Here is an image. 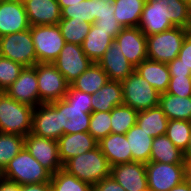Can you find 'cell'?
Returning a JSON list of instances; mask_svg holds the SVG:
<instances>
[{
	"label": "cell",
	"instance_id": "1",
	"mask_svg": "<svg viewBox=\"0 0 191 191\" xmlns=\"http://www.w3.org/2000/svg\"><path fill=\"white\" fill-rule=\"evenodd\" d=\"M63 170L76 178L94 186L110 176L111 166L99 146L91 151L75 156L63 164Z\"/></svg>",
	"mask_w": 191,
	"mask_h": 191
},
{
	"label": "cell",
	"instance_id": "2",
	"mask_svg": "<svg viewBox=\"0 0 191 191\" xmlns=\"http://www.w3.org/2000/svg\"><path fill=\"white\" fill-rule=\"evenodd\" d=\"M52 174L24 147L1 172V177L18 185L51 181Z\"/></svg>",
	"mask_w": 191,
	"mask_h": 191
},
{
	"label": "cell",
	"instance_id": "3",
	"mask_svg": "<svg viewBox=\"0 0 191 191\" xmlns=\"http://www.w3.org/2000/svg\"><path fill=\"white\" fill-rule=\"evenodd\" d=\"M33 111L34 107L4 93L0 97V132L27 136L32 132Z\"/></svg>",
	"mask_w": 191,
	"mask_h": 191
},
{
	"label": "cell",
	"instance_id": "4",
	"mask_svg": "<svg viewBox=\"0 0 191 191\" xmlns=\"http://www.w3.org/2000/svg\"><path fill=\"white\" fill-rule=\"evenodd\" d=\"M189 30L173 27L167 31L146 36L147 58L168 64L177 58Z\"/></svg>",
	"mask_w": 191,
	"mask_h": 191
},
{
	"label": "cell",
	"instance_id": "5",
	"mask_svg": "<svg viewBox=\"0 0 191 191\" xmlns=\"http://www.w3.org/2000/svg\"><path fill=\"white\" fill-rule=\"evenodd\" d=\"M121 85L123 104L137 112L159 106L160 93L136 71L121 81Z\"/></svg>",
	"mask_w": 191,
	"mask_h": 191
},
{
	"label": "cell",
	"instance_id": "6",
	"mask_svg": "<svg viewBox=\"0 0 191 191\" xmlns=\"http://www.w3.org/2000/svg\"><path fill=\"white\" fill-rule=\"evenodd\" d=\"M0 56L24 67L35 66L37 57L30 29L0 37Z\"/></svg>",
	"mask_w": 191,
	"mask_h": 191
},
{
	"label": "cell",
	"instance_id": "7",
	"mask_svg": "<svg viewBox=\"0 0 191 191\" xmlns=\"http://www.w3.org/2000/svg\"><path fill=\"white\" fill-rule=\"evenodd\" d=\"M37 63H53L65 45V40L56 25L30 26Z\"/></svg>",
	"mask_w": 191,
	"mask_h": 191
},
{
	"label": "cell",
	"instance_id": "8",
	"mask_svg": "<svg viewBox=\"0 0 191 191\" xmlns=\"http://www.w3.org/2000/svg\"><path fill=\"white\" fill-rule=\"evenodd\" d=\"M39 104L63 99L70 84L52 63H37Z\"/></svg>",
	"mask_w": 191,
	"mask_h": 191
},
{
	"label": "cell",
	"instance_id": "9",
	"mask_svg": "<svg viewBox=\"0 0 191 191\" xmlns=\"http://www.w3.org/2000/svg\"><path fill=\"white\" fill-rule=\"evenodd\" d=\"M149 191H169L185 180L184 164L145 163Z\"/></svg>",
	"mask_w": 191,
	"mask_h": 191
},
{
	"label": "cell",
	"instance_id": "10",
	"mask_svg": "<svg viewBox=\"0 0 191 191\" xmlns=\"http://www.w3.org/2000/svg\"><path fill=\"white\" fill-rule=\"evenodd\" d=\"M64 76L66 81L71 84L93 62L83 52L82 45L65 43L59 56L52 63Z\"/></svg>",
	"mask_w": 191,
	"mask_h": 191
},
{
	"label": "cell",
	"instance_id": "11",
	"mask_svg": "<svg viewBox=\"0 0 191 191\" xmlns=\"http://www.w3.org/2000/svg\"><path fill=\"white\" fill-rule=\"evenodd\" d=\"M25 148L51 174L63 169L59 157L58 141L29 133L25 136Z\"/></svg>",
	"mask_w": 191,
	"mask_h": 191
},
{
	"label": "cell",
	"instance_id": "12",
	"mask_svg": "<svg viewBox=\"0 0 191 191\" xmlns=\"http://www.w3.org/2000/svg\"><path fill=\"white\" fill-rule=\"evenodd\" d=\"M51 104L59 111L60 127L64 134L88 132L92 107L73 106L64 98Z\"/></svg>",
	"mask_w": 191,
	"mask_h": 191
},
{
	"label": "cell",
	"instance_id": "13",
	"mask_svg": "<svg viewBox=\"0 0 191 191\" xmlns=\"http://www.w3.org/2000/svg\"><path fill=\"white\" fill-rule=\"evenodd\" d=\"M5 93L19 103L37 107L39 105L37 64L33 67H24L19 77L5 90Z\"/></svg>",
	"mask_w": 191,
	"mask_h": 191
},
{
	"label": "cell",
	"instance_id": "14",
	"mask_svg": "<svg viewBox=\"0 0 191 191\" xmlns=\"http://www.w3.org/2000/svg\"><path fill=\"white\" fill-rule=\"evenodd\" d=\"M31 133L55 141L64 134L60 127L59 111L51 103H41L34 107Z\"/></svg>",
	"mask_w": 191,
	"mask_h": 191
},
{
	"label": "cell",
	"instance_id": "15",
	"mask_svg": "<svg viewBox=\"0 0 191 191\" xmlns=\"http://www.w3.org/2000/svg\"><path fill=\"white\" fill-rule=\"evenodd\" d=\"M114 41L120 45L122 53L135 68L147 59L146 35L139 27L123 28Z\"/></svg>",
	"mask_w": 191,
	"mask_h": 191
},
{
	"label": "cell",
	"instance_id": "16",
	"mask_svg": "<svg viewBox=\"0 0 191 191\" xmlns=\"http://www.w3.org/2000/svg\"><path fill=\"white\" fill-rule=\"evenodd\" d=\"M110 175L126 191H149L145 163L133 161L114 165Z\"/></svg>",
	"mask_w": 191,
	"mask_h": 191
},
{
	"label": "cell",
	"instance_id": "17",
	"mask_svg": "<svg viewBox=\"0 0 191 191\" xmlns=\"http://www.w3.org/2000/svg\"><path fill=\"white\" fill-rule=\"evenodd\" d=\"M30 29L24 4L0 0V37Z\"/></svg>",
	"mask_w": 191,
	"mask_h": 191
},
{
	"label": "cell",
	"instance_id": "18",
	"mask_svg": "<svg viewBox=\"0 0 191 191\" xmlns=\"http://www.w3.org/2000/svg\"><path fill=\"white\" fill-rule=\"evenodd\" d=\"M97 63L106 72L109 80L123 81L135 71V67L126 59L120 45L115 41Z\"/></svg>",
	"mask_w": 191,
	"mask_h": 191
},
{
	"label": "cell",
	"instance_id": "19",
	"mask_svg": "<svg viewBox=\"0 0 191 191\" xmlns=\"http://www.w3.org/2000/svg\"><path fill=\"white\" fill-rule=\"evenodd\" d=\"M24 7L30 26L56 25L61 20L57 0H29Z\"/></svg>",
	"mask_w": 191,
	"mask_h": 191
},
{
	"label": "cell",
	"instance_id": "20",
	"mask_svg": "<svg viewBox=\"0 0 191 191\" xmlns=\"http://www.w3.org/2000/svg\"><path fill=\"white\" fill-rule=\"evenodd\" d=\"M59 157L64 164L72 157L91 151L98 146L89 132H78L72 134H63L58 139Z\"/></svg>",
	"mask_w": 191,
	"mask_h": 191
},
{
	"label": "cell",
	"instance_id": "21",
	"mask_svg": "<svg viewBox=\"0 0 191 191\" xmlns=\"http://www.w3.org/2000/svg\"><path fill=\"white\" fill-rule=\"evenodd\" d=\"M119 32L104 31L93 23L82 44L83 52L93 63H97L114 42Z\"/></svg>",
	"mask_w": 191,
	"mask_h": 191
},
{
	"label": "cell",
	"instance_id": "22",
	"mask_svg": "<svg viewBox=\"0 0 191 191\" xmlns=\"http://www.w3.org/2000/svg\"><path fill=\"white\" fill-rule=\"evenodd\" d=\"M110 166L132 162V152L125 134L110 133L98 142Z\"/></svg>",
	"mask_w": 191,
	"mask_h": 191
},
{
	"label": "cell",
	"instance_id": "23",
	"mask_svg": "<svg viewBox=\"0 0 191 191\" xmlns=\"http://www.w3.org/2000/svg\"><path fill=\"white\" fill-rule=\"evenodd\" d=\"M150 5L158 7L165 18L175 27L191 30V6L183 0H146Z\"/></svg>",
	"mask_w": 191,
	"mask_h": 191
},
{
	"label": "cell",
	"instance_id": "24",
	"mask_svg": "<svg viewBox=\"0 0 191 191\" xmlns=\"http://www.w3.org/2000/svg\"><path fill=\"white\" fill-rule=\"evenodd\" d=\"M123 104L121 81L108 80L103 87L91 95L92 112H110Z\"/></svg>",
	"mask_w": 191,
	"mask_h": 191
},
{
	"label": "cell",
	"instance_id": "25",
	"mask_svg": "<svg viewBox=\"0 0 191 191\" xmlns=\"http://www.w3.org/2000/svg\"><path fill=\"white\" fill-rule=\"evenodd\" d=\"M135 71L160 94L167 92L171 78L167 64L147 58L135 68Z\"/></svg>",
	"mask_w": 191,
	"mask_h": 191
},
{
	"label": "cell",
	"instance_id": "26",
	"mask_svg": "<svg viewBox=\"0 0 191 191\" xmlns=\"http://www.w3.org/2000/svg\"><path fill=\"white\" fill-rule=\"evenodd\" d=\"M159 107L168 120L191 121V96L181 97L167 92L160 94Z\"/></svg>",
	"mask_w": 191,
	"mask_h": 191
},
{
	"label": "cell",
	"instance_id": "27",
	"mask_svg": "<svg viewBox=\"0 0 191 191\" xmlns=\"http://www.w3.org/2000/svg\"><path fill=\"white\" fill-rule=\"evenodd\" d=\"M125 135L129 143V150L132 152V162L148 163L154 138L142 130L137 123Z\"/></svg>",
	"mask_w": 191,
	"mask_h": 191
},
{
	"label": "cell",
	"instance_id": "28",
	"mask_svg": "<svg viewBox=\"0 0 191 191\" xmlns=\"http://www.w3.org/2000/svg\"><path fill=\"white\" fill-rule=\"evenodd\" d=\"M149 161L184 164L183 152L165 134L160 135L153 139Z\"/></svg>",
	"mask_w": 191,
	"mask_h": 191
},
{
	"label": "cell",
	"instance_id": "29",
	"mask_svg": "<svg viewBox=\"0 0 191 191\" xmlns=\"http://www.w3.org/2000/svg\"><path fill=\"white\" fill-rule=\"evenodd\" d=\"M138 27L146 36H150L172 29L175 26L168 18L164 17L158 7L152 6L145 1Z\"/></svg>",
	"mask_w": 191,
	"mask_h": 191
},
{
	"label": "cell",
	"instance_id": "30",
	"mask_svg": "<svg viewBox=\"0 0 191 191\" xmlns=\"http://www.w3.org/2000/svg\"><path fill=\"white\" fill-rule=\"evenodd\" d=\"M168 118L163 110L159 107H153L137 114V124L148 133L149 136L155 138L166 134Z\"/></svg>",
	"mask_w": 191,
	"mask_h": 191
},
{
	"label": "cell",
	"instance_id": "31",
	"mask_svg": "<svg viewBox=\"0 0 191 191\" xmlns=\"http://www.w3.org/2000/svg\"><path fill=\"white\" fill-rule=\"evenodd\" d=\"M109 78L106 72L98 65L93 63L86 71H84L70 85L79 91L94 94L108 82Z\"/></svg>",
	"mask_w": 191,
	"mask_h": 191
},
{
	"label": "cell",
	"instance_id": "32",
	"mask_svg": "<svg viewBox=\"0 0 191 191\" xmlns=\"http://www.w3.org/2000/svg\"><path fill=\"white\" fill-rule=\"evenodd\" d=\"M146 0H116L114 16L126 27H138Z\"/></svg>",
	"mask_w": 191,
	"mask_h": 191
},
{
	"label": "cell",
	"instance_id": "33",
	"mask_svg": "<svg viewBox=\"0 0 191 191\" xmlns=\"http://www.w3.org/2000/svg\"><path fill=\"white\" fill-rule=\"evenodd\" d=\"M92 23L86 21H77L72 19L61 18L58 23L60 32L67 43L82 45L86 38Z\"/></svg>",
	"mask_w": 191,
	"mask_h": 191
},
{
	"label": "cell",
	"instance_id": "34",
	"mask_svg": "<svg viewBox=\"0 0 191 191\" xmlns=\"http://www.w3.org/2000/svg\"><path fill=\"white\" fill-rule=\"evenodd\" d=\"M138 112L128 105L121 104L111 110V133L126 134L137 122Z\"/></svg>",
	"mask_w": 191,
	"mask_h": 191
},
{
	"label": "cell",
	"instance_id": "35",
	"mask_svg": "<svg viewBox=\"0 0 191 191\" xmlns=\"http://www.w3.org/2000/svg\"><path fill=\"white\" fill-rule=\"evenodd\" d=\"M24 147L25 137L0 132V173Z\"/></svg>",
	"mask_w": 191,
	"mask_h": 191
},
{
	"label": "cell",
	"instance_id": "36",
	"mask_svg": "<svg viewBox=\"0 0 191 191\" xmlns=\"http://www.w3.org/2000/svg\"><path fill=\"white\" fill-rule=\"evenodd\" d=\"M51 191H93V186L60 169L51 176Z\"/></svg>",
	"mask_w": 191,
	"mask_h": 191
},
{
	"label": "cell",
	"instance_id": "37",
	"mask_svg": "<svg viewBox=\"0 0 191 191\" xmlns=\"http://www.w3.org/2000/svg\"><path fill=\"white\" fill-rule=\"evenodd\" d=\"M191 134V121L169 120L167 124L166 136L182 152L187 148Z\"/></svg>",
	"mask_w": 191,
	"mask_h": 191
},
{
	"label": "cell",
	"instance_id": "38",
	"mask_svg": "<svg viewBox=\"0 0 191 191\" xmlns=\"http://www.w3.org/2000/svg\"><path fill=\"white\" fill-rule=\"evenodd\" d=\"M88 132L98 142L111 133V111L92 112Z\"/></svg>",
	"mask_w": 191,
	"mask_h": 191
},
{
	"label": "cell",
	"instance_id": "39",
	"mask_svg": "<svg viewBox=\"0 0 191 191\" xmlns=\"http://www.w3.org/2000/svg\"><path fill=\"white\" fill-rule=\"evenodd\" d=\"M24 66L0 56V90L5 91L19 77Z\"/></svg>",
	"mask_w": 191,
	"mask_h": 191
},
{
	"label": "cell",
	"instance_id": "40",
	"mask_svg": "<svg viewBox=\"0 0 191 191\" xmlns=\"http://www.w3.org/2000/svg\"><path fill=\"white\" fill-rule=\"evenodd\" d=\"M61 18L72 19L77 21H86L87 23H94L91 17L90 0H84L75 5L64 7L61 10Z\"/></svg>",
	"mask_w": 191,
	"mask_h": 191
},
{
	"label": "cell",
	"instance_id": "41",
	"mask_svg": "<svg viewBox=\"0 0 191 191\" xmlns=\"http://www.w3.org/2000/svg\"><path fill=\"white\" fill-rule=\"evenodd\" d=\"M116 0H90L91 17L94 21L98 18L115 17Z\"/></svg>",
	"mask_w": 191,
	"mask_h": 191
},
{
	"label": "cell",
	"instance_id": "42",
	"mask_svg": "<svg viewBox=\"0 0 191 191\" xmlns=\"http://www.w3.org/2000/svg\"><path fill=\"white\" fill-rule=\"evenodd\" d=\"M167 93L181 97L191 96V76H171Z\"/></svg>",
	"mask_w": 191,
	"mask_h": 191
},
{
	"label": "cell",
	"instance_id": "43",
	"mask_svg": "<svg viewBox=\"0 0 191 191\" xmlns=\"http://www.w3.org/2000/svg\"><path fill=\"white\" fill-rule=\"evenodd\" d=\"M64 99L73 106L92 107L91 94L74 89L71 85L69 86Z\"/></svg>",
	"mask_w": 191,
	"mask_h": 191
},
{
	"label": "cell",
	"instance_id": "44",
	"mask_svg": "<svg viewBox=\"0 0 191 191\" xmlns=\"http://www.w3.org/2000/svg\"><path fill=\"white\" fill-rule=\"evenodd\" d=\"M187 69H191V30L188 31L177 56Z\"/></svg>",
	"mask_w": 191,
	"mask_h": 191
},
{
	"label": "cell",
	"instance_id": "45",
	"mask_svg": "<svg viewBox=\"0 0 191 191\" xmlns=\"http://www.w3.org/2000/svg\"><path fill=\"white\" fill-rule=\"evenodd\" d=\"M93 191H126L112 176L105 177L93 186Z\"/></svg>",
	"mask_w": 191,
	"mask_h": 191
},
{
	"label": "cell",
	"instance_id": "46",
	"mask_svg": "<svg viewBox=\"0 0 191 191\" xmlns=\"http://www.w3.org/2000/svg\"><path fill=\"white\" fill-rule=\"evenodd\" d=\"M94 24L104 31H121L123 29L115 17L98 18Z\"/></svg>",
	"mask_w": 191,
	"mask_h": 191
},
{
	"label": "cell",
	"instance_id": "47",
	"mask_svg": "<svg viewBox=\"0 0 191 191\" xmlns=\"http://www.w3.org/2000/svg\"><path fill=\"white\" fill-rule=\"evenodd\" d=\"M170 76H191V69H187L177 57L167 64Z\"/></svg>",
	"mask_w": 191,
	"mask_h": 191
},
{
	"label": "cell",
	"instance_id": "48",
	"mask_svg": "<svg viewBox=\"0 0 191 191\" xmlns=\"http://www.w3.org/2000/svg\"><path fill=\"white\" fill-rule=\"evenodd\" d=\"M20 191H51L50 182L20 185Z\"/></svg>",
	"mask_w": 191,
	"mask_h": 191
},
{
	"label": "cell",
	"instance_id": "49",
	"mask_svg": "<svg viewBox=\"0 0 191 191\" xmlns=\"http://www.w3.org/2000/svg\"><path fill=\"white\" fill-rule=\"evenodd\" d=\"M0 191H20V185L15 182L0 178Z\"/></svg>",
	"mask_w": 191,
	"mask_h": 191
},
{
	"label": "cell",
	"instance_id": "50",
	"mask_svg": "<svg viewBox=\"0 0 191 191\" xmlns=\"http://www.w3.org/2000/svg\"><path fill=\"white\" fill-rule=\"evenodd\" d=\"M169 191H191V184L188 181L183 180L181 183L174 186Z\"/></svg>",
	"mask_w": 191,
	"mask_h": 191
},
{
	"label": "cell",
	"instance_id": "51",
	"mask_svg": "<svg viewBox=\"0 0 191 191\" xmlns=\"http://www.w3.org/2000/svg\"><path fill=\"white\" fill-rule=\"evenodd\" d=\"M57 1L60 6V10H62L64 7L78 4L79 2H82L84 0H57Z\"/></svg>",
	"mask_w": 191,
	"mask_h": 191
},
{
	"label": "cell",
	"instance_id": "52",
	"mask_svg": "<svg viewBox=\"0 0 191 191\" xmlns=\"http://www.w3.org/2000/svg\"><path fill=\"white\" fill-rule=\"evenodd\" d=\"M184 162H191V134L186 150L183 152Z\"/></svg>",
	"mask_w": 191,
	"mask_h": 191
},
{
	"label": "cell",
	"instance_id": "53",
	"mask_svg": "<svg viewBox=\"0 0 191 191\" xmlns=\"http://www.w3.org/2000/svg\"><path fill=\"white\" fill-rule=\"evenodd\" d=\"M185 180L191 184V162H184Z\"/></svg>",
	"mask_w": 191,
	"mask_h": 191
},
{
	"label": "cell",
	"instance_id": "54",
	"mask_svg": "<svg viewBox=\"0 0 191 191\" xmlns=\"http://www.w3.org/2000/svg\"><path fill=\"white\" fill-rule=\"evenodd\" d=\"M17 1L20 2L21 4H25L29 0H17Z\"/></svg>",
	"mask_w": 191,
	"mask_h": 191
},
{
	"label": "cell",
	"instance_id": "55",
	"mask_svg": "<svg viewBox=\"0 0 191 191\" xmlns=\"http://www.w3.org/2000/svg\"><path fill=\"white\" fill-rule=\"evenodd\" d=\"M183 1L188 3L191 6V0H183Z\"/></svg>",
	"mask_w": 191,
	"mask_h": 191
},
{
	"label": "cell",
	"instance_id": "56",
	"mask_svg": "<svg viewBox=\"0 0 191 191\" xmlns=\"http://www.w3.org/2000/svg\"><path fill=\"white\" fill-rule=\"evenodd\" d=\"M5 93V91L0 90V97Z\"/></svg>",
	"mask_w": 191,
	"mask_h": 191
}]
</instances>
